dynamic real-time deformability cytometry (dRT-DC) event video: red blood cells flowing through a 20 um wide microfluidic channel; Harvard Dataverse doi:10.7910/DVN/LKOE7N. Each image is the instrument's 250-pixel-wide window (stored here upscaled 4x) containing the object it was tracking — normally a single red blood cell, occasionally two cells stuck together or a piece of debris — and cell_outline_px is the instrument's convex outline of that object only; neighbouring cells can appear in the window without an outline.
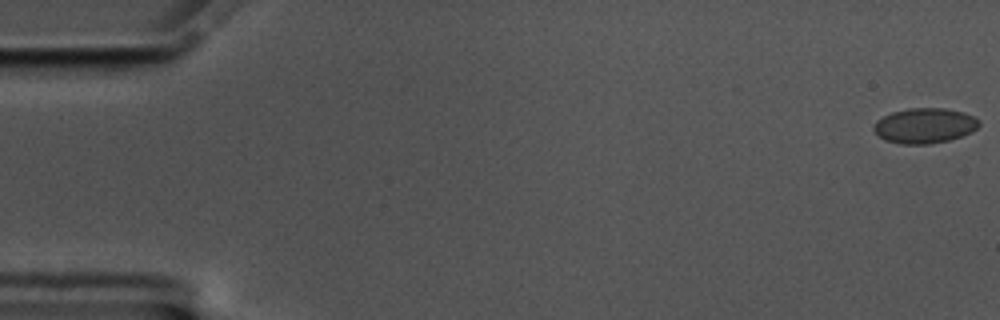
{"species": "common noctule bat (a hibernating species)", "species_latin": "Nyctalus noctula", "temperature_condition": "cold", "stored_images_in_passage": 58, "camera_frame_rate_fps": 3000, "um_per_image_px": 0.085, "animal": {"sex": "male", "body_mass_g": 17.5, "forearm_length_mm": 52.3}, "frame": {"image": 1, "passage_image": 1, "time_ms": 0.0, "image_size_px": [1000, 320], "cell_outline_px": [[980, 124], [972, 132], [948, 140], [928, 144], [900, 144], [884, 140], [872, 128], [876, 120], [892, 112], [908, 108], [944, 108], [964, 112], [980, 120]], "centroid_in_image_um": [78.58, 10.67], "position_along_channel_um": 6.4, "area_um2": 21.56}}
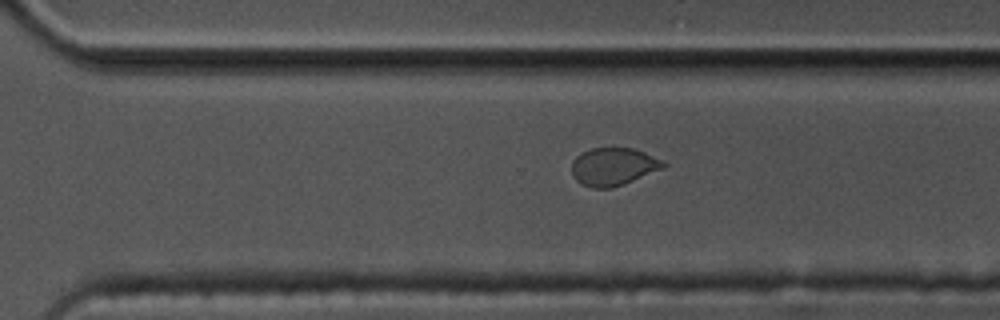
{"frame": {"image": 2, "passage_image": 40, "time_ms": 13.0, "image_size_px": [1000, 320], "cell_outline_px": [[668, 164], [664, 168], [624, 184], [612, 188], [592, 188], [580, 184], [572, 176], [572, 160], [580, 152], [592, 148], [632, 148], [644, 152], [664, 160]], "centroid_in_image_um": [52.13, 14.16], "position_along_channel_um": 318.5, "area_um2": 20.46}}
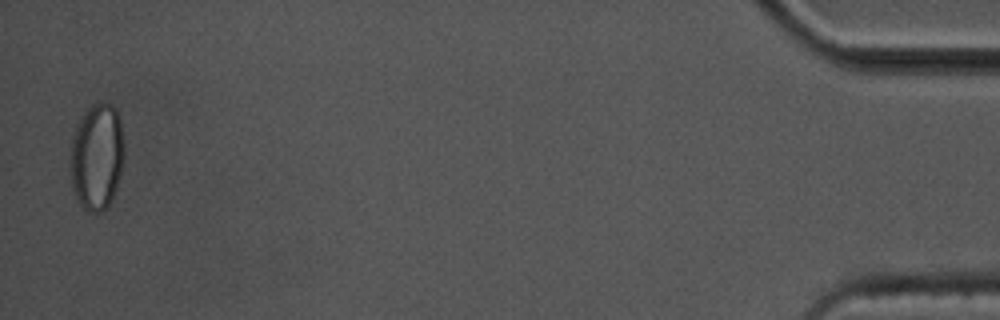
{"frame": {"image": 3, "passage_image": 57, "time_ms": 18.667, "image_size_px": [1000, 320], "cell_outline_px": [[124, 156], [120, 176], [112, 196], [108, 204], [100, 212], [92, 212], [84, 208], [80, 204], [76, 196], [72, 184], [72, 136], [84, 112], [92, 104], [112, 104], [116, 108], [120, 116], [124, 144]], "centroid_in_image_um": [8.27, 13.28], "position_along_channel_um": 426.9, "area_um2": 32.89}, "authors_computed_cell_mechanics": {"area_um2": 21.2126, "velocity_mm_per_s": 3.5029, "shape_relaxation_time_tau1_ms": null, "shape_relaxation_time_tau2_ms": 0.8941, "deformation_change_tau1": null, "deformation_change_tau2": 0.0415}}